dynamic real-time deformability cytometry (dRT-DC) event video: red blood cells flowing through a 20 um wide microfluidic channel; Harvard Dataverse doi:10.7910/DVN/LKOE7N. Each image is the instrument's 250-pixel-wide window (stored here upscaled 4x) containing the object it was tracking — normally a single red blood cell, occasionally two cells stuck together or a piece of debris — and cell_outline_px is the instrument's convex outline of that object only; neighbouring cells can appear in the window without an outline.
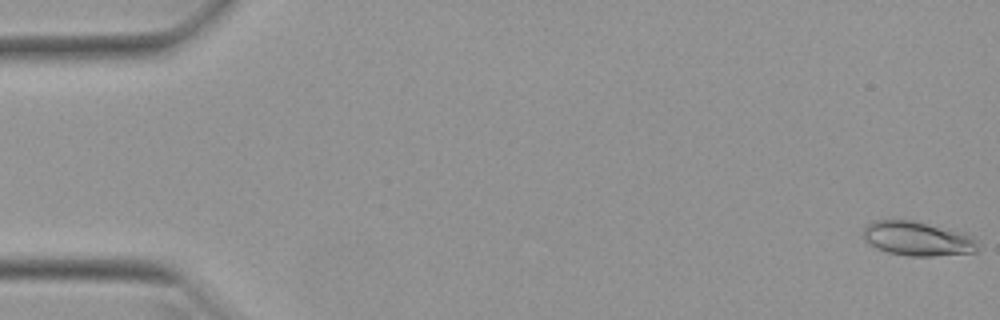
{"species": "Egyptian fruit bat (a non-hibernating species)", "species_latin": "Rousettus aegyptiacus", "temperature_condition": "warm", "stored_images_in_passage": 52, "camera_frame_rate_fps": 3000, "um_per_image_px": 0.085, "animal": {"sex": "female"}, "frame": {"image": 1, "passage_image": 1, "time_ms": 0.0, "image_size_px": [1000, 320], "cell_outline_px": [[976, 252], [932, 256], [908, 256], [888, 252], [876, 248], [868, 244], [864, 240], [864, 228], [872, 220], [916, 220], [968, 232], [976, 240]], "centroid_in_image_um": [78.0, 20.26], "position_along_channel_um": 7.0, "area_um2": 23.29}}
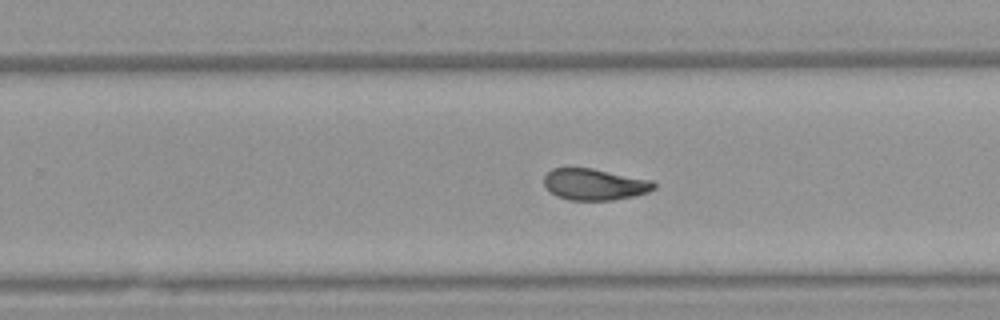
{"frame": {"image": 2, "passage_image": 33, "time_ms": 10.667, "image_size_px": [1000, 320], "cell_outline_px": [[656, 188], [648, 192], [632, 196], [612, 200], [568, 200], [556, 196], [544, 184], [544, 176], [552, 168], [592, 168], [652, 180], [656, 184]], "centroid_in_image_um": [50.55, 15.67], "position_along_channel_um": 279.3, "area_um2": 20.06}}
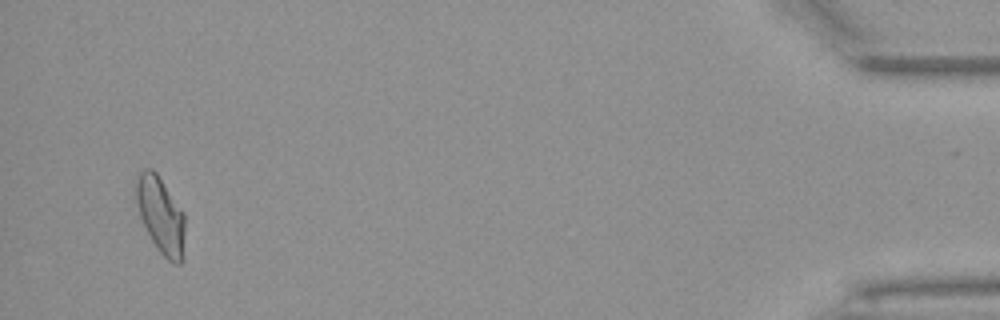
{"frame": {"image": 3, "passage_image": 50, "time_ms": 16.333, "image_size_px": [1000, 320], "cell_outline_px": [[184, 232], [180, 264], [176, 264], [168, 260], [156, 248], [140, 216], [136, 200], [136, 180], [140, 172], [144, 168], [152, 168], [156, 172], [184, 212]], "centroid_in_image_um": [13.65, 18.25], "position_along_channel_um": 421.6, "area_um2": 21.33}, "authors_computed_cell_mechanics": {"area_um2": 20.8658, "velocity_mm_per_s": 3.9478, "shape_relaxation_time_tau1_ms": 8.4887, "shape_relaxation_time_tau2_ms": 2.099, "deformation_change_tau1": 0.2432, "deformation_change_tau2": 0.0798}}